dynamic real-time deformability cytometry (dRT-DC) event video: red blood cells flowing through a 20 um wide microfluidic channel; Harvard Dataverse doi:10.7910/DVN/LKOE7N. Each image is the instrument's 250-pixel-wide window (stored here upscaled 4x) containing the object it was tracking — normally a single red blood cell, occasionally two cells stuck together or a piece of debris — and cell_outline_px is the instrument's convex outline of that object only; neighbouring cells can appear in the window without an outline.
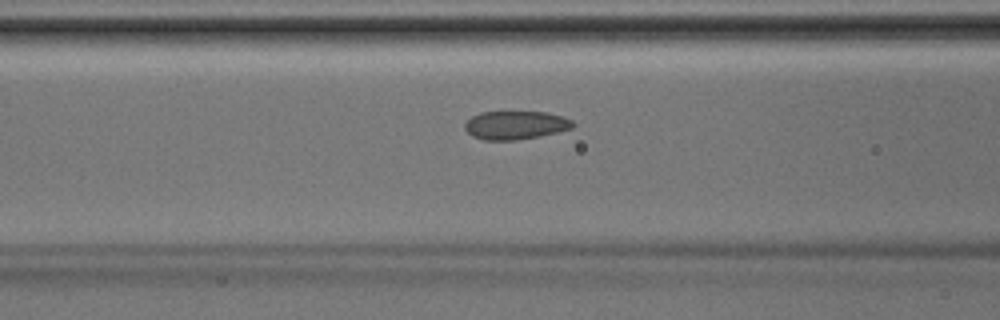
{"species": "Egyptian fruit bat (a non-hibernating species)", "species_latin": "Rousettus aegyptiacus", "temperature_condition": "room temperature", "stored_images_in_passage": 31, "camera_frame_rate_fps": 3000, "um_per_image_px": 0.085, "animal": {"sex": "male"}, "frame": {"image": 1, "passage_image": 7, "time_ms": 2.0, "image_size_px": [1000, 320], "cell_outline_px": [[576, 124], [572, 128], [556, 132], [516, 140], [484, 140], [472, 136], [464, 128], [464, 124], [472, 116], [480, 112], [544, 112], [564, 116], [572, 120]], "centroid_in_image_um": [43.81, 10.63], "position_along_channel_um": 122.8, "area_um2": 17.8}}
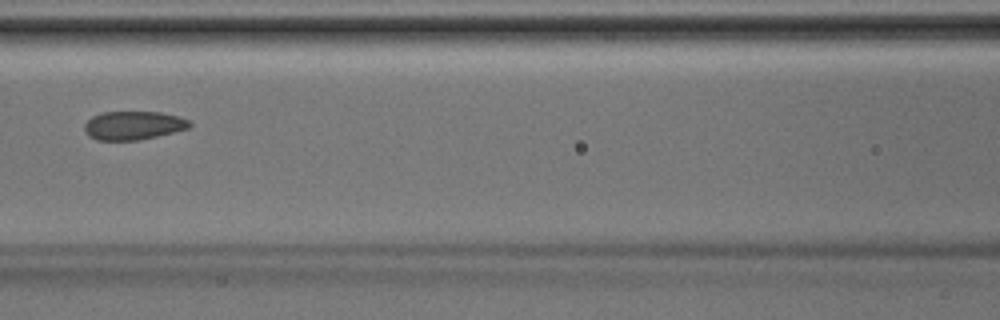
{"frame": {"image": 2, "passage_image": 9, "time_ms": 2.667, "image_size_px": [1000, 320], "cell_outline_px": [[192, 124], [188, 128], [140, 140], [96, 140], [88, 136], [84, 132], [84, 124], [92, 116], [100, 112], [160, 112], [176, 116], [188, 120]], "centroid_in_image_um": [11.27, 10.66], "position_along_channel_um": 155.3, "area_um2": 17.46}}
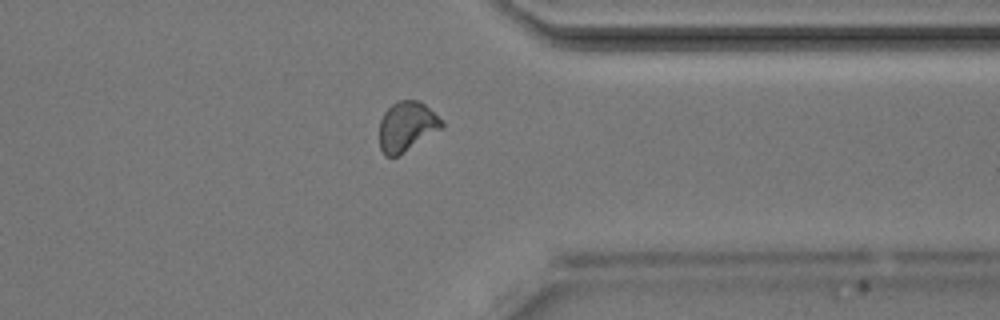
{"frame": {"image": 3, "passage_image": 23, "time_ms": 7.333, "image_size_px": [1000, 320], "cell_outline_px": [[444, 128], [396, 156], [384, 156], [380, 148], [380, 120], [384, 112], [392, 104], [400, 100], [420, 100], [444, 120]], "centroid_in_image_um": [34.61, 10.72], "position_along_channel_um": 376.8, "area_um2": 18.15}}